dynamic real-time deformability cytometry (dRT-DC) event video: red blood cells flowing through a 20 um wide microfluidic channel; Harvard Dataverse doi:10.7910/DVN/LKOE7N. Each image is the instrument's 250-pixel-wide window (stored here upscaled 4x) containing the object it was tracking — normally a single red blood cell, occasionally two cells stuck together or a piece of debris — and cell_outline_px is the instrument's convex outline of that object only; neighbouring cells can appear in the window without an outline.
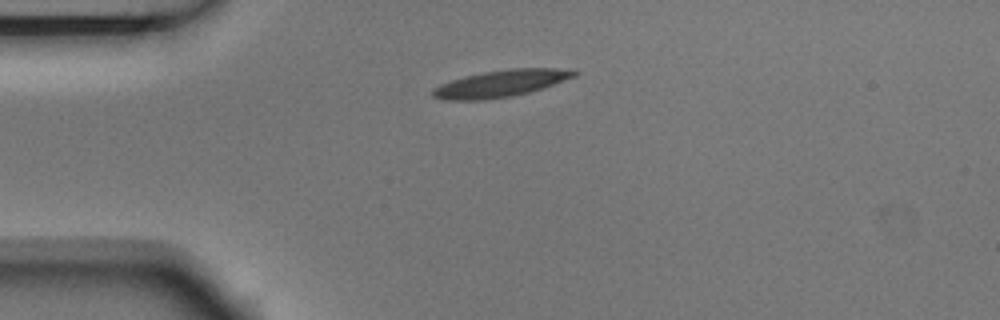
{"species": "Egyptian fruit bat (a non-hibernating species)", "species_latin": "Rousettus aegyptiacus", "temperature_condition": "room temperature", "stored_images_in_passage": 5, "camera_frame_rate_fps": 3000, "um_per_image_px": 0.085, "animal": {"sex": "male"}, "frame": {"image": 1, "passage_image": 1, "time_ms": 0.0, "image_size_px": [1000, 320], "cell_outline_px": [[576, 76], [528, 92], [512, 96], [484, 100], [444, 100], [432, 96], [432, 88], [440, 84], [464, 76], [484, 72], [512, 68], [556, 68], [576, 72]], "centroid_in_image_um": [42.47, 7.1], "position_along_channel_um": 42.5, "area_um2": 21.79}}
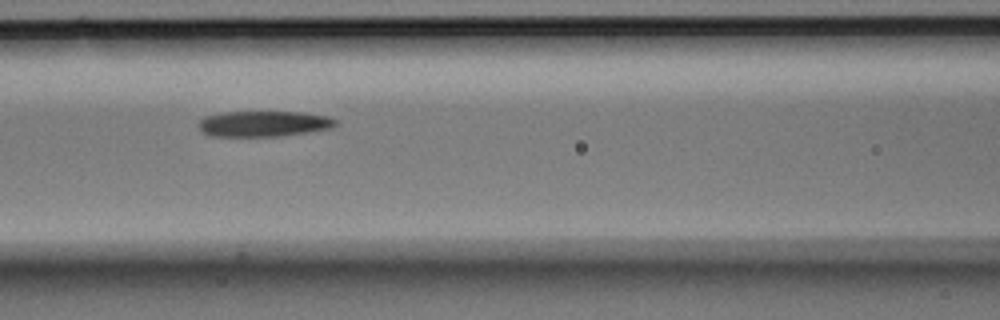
{"frame": {"image": 2, "passage_image": 4, "time_ms": 1.0, "image_size_px": [1000, 320], "cell_outline_px": [[336, 124], [332, 128], [280, 136], [208, 136], [200, 132], [196, 124], [204, 116], [220, 112], [304, 112], [328, 116], [336, 120]], "centroid_in_image_um": [22.33, 10.51], "position_along_channel_um": 144.3, "area_um2": 20.75}}
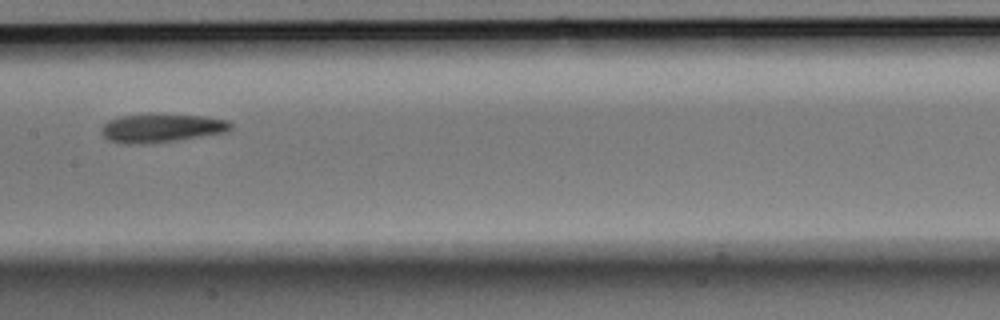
{"frame": {"image": 3, "passage_image": 5, "time_ms": 1.333, "image_size_px": [1000, 320], "cell_outline_px": [[232, 128], [224, 132], [200, 136], [144, 144], [120, 144], [108, 140], [100, 132], [100, 128], [108, 120], [120, 116], [148, 112], [204, 116], [228, 120], [232, 124]], "centroid_in_image_um": [13.65, 10.85], "position_along_channel_um": 193.8, "area_um2": 21.96}}